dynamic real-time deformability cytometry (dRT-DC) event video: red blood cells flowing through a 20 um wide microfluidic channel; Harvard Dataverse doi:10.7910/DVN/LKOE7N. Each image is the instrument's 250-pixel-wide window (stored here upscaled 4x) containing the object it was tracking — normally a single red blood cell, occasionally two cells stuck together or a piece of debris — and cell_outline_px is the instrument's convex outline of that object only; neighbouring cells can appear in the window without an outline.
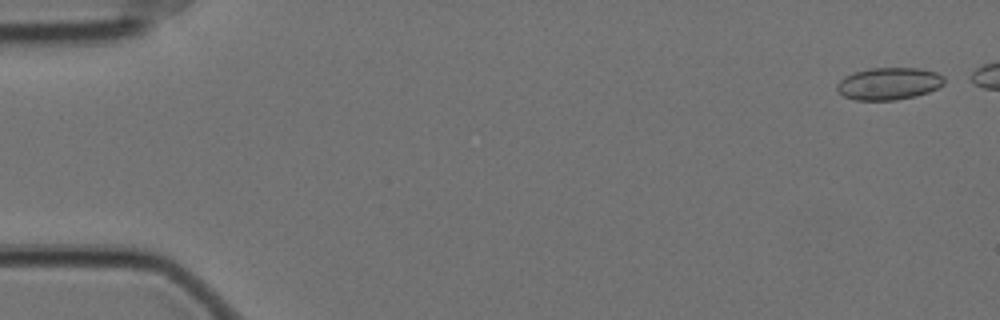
{"species": "Egyptian fruit bat (a non-hibernating species)", "species_latin": "Rousettus aegyptiacus", "temperature_condition": "cold", "stored_images_in_passage": 50, "camera_frame_rate_fps": 3000, "um_per_image_px": 0.085, "animal": {"sex": "female"}, "frame": {"image": 1, "passage_image": 2, "time_ms": 0.333, "image_size_px": [1000, 320], "cell_outline_px": [[944, 84], [928, 92], [916, 96], [896, 100], [856, 100], [844, 96], [836, 88], [836, 84], [844, 76], [868, 68], [920, 68], [936, 72], [944, 76]], "centroid_in_image_um": [75.56, 7.1], "position_along_channel_um": 9.4, "area_um2": 20.17}}
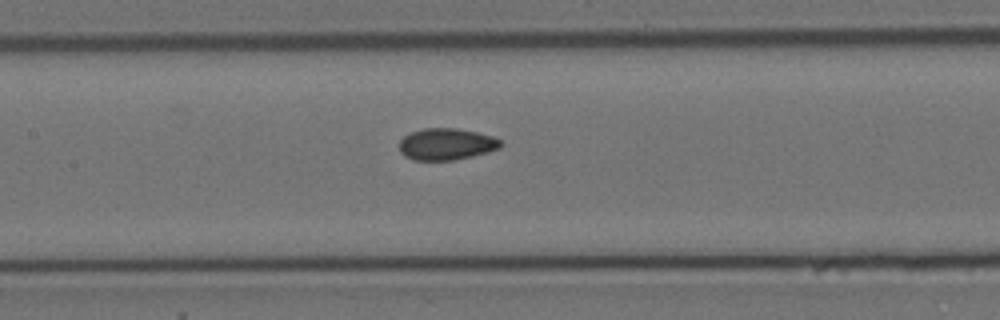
{"frame": {"image": 2, "passage_image": 27, "time_ms": 8.667, "image_size_px": [1000, 320], "cell_outline_px": [[504, 144], [500, 148], [488, 152], [472, 156], [452, 160], [412, 160], [404, 156], [400, 152], [400, 140], [404, 136], [412, 132], [424, 128], [456, 128], [476, 132], [492, 136], [500, 140]], "centroid_in_image_um": [37.95, 12.25], "position_along_channel_um": 169.5, "area_um2": 18.73}}
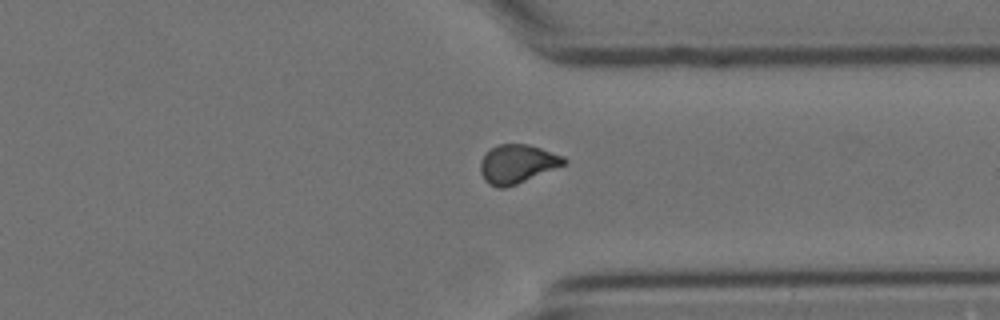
{"frame": {"image": 3, "passage_image": 44, "time_ms": 14.333, "image_size_px": [1000, 320], "cell_outline_px": [[568, 164], [516, 184], [504, 188], [496, 188], [488, 184], [484, 180], [480, 172], [480, 160], [484, 152], [500, 144], [528, 144], [564, 156], [568, 160]], "centroid_in_image_um": [43.96, 13.94], "position_along_channel_um": 367.4, "area_um2": 19.13}}